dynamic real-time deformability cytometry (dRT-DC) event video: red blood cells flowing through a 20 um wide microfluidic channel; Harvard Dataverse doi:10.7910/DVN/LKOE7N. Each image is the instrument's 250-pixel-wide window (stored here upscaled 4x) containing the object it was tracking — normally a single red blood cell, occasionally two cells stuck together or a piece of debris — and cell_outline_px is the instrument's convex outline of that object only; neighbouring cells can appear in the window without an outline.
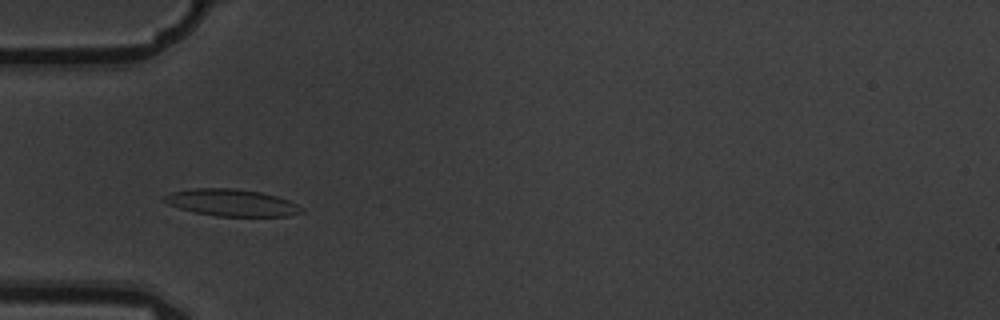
{"species": "common noctule bat (a hibernating species)", "species_latin": "Nyctalus noctula", "temperature_condition": "warm", "stored_images_in_passage": 5, "camera_frame_rate_fps": 3000, "um_per_image_px": 0.085, "animal": {"sex": "male", "body_mass_g": 19.5, "forearm_length_mm": 54.6}, "frame": {"image": 1, "passage_image": 2, "time_ms": 0.333, "image_size_px": [1000, 320], "cell_outline_px": [[304, 212], [288, 216], [216, 216], [196, 212], [180, 208], [168, 204], [160, 200], [160, 196], [172, 192], [192, 188], [236, 188], [260, 192], [276, 196], [288, 200], [304, 208]], "centroid_in_image_um": [19.66, 17.22], "position_along_channel_um": 65.3, "area_um2": 21.68}}
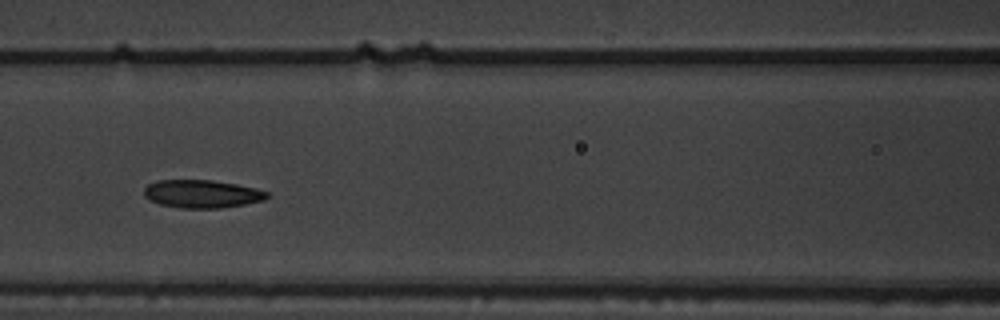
{"frame": {"image": 2, "passage_image": 4, "time_ms": 1.0, "image_size_px": [1000, 320], "cell_outline_px": [[268, 196], [264, 200], [244, 204], [220, 208], [180, 208], [160, 204], [148, 200], [144, 196], [144, 188], [148, 184], [156, 180], [212, 180], [236, 184], [256, 188], [268, 192]], "centroid_in_image_um": [17.13, 16.48], "position_along_channel_um": 149.5, "area_um2": 20.11}}
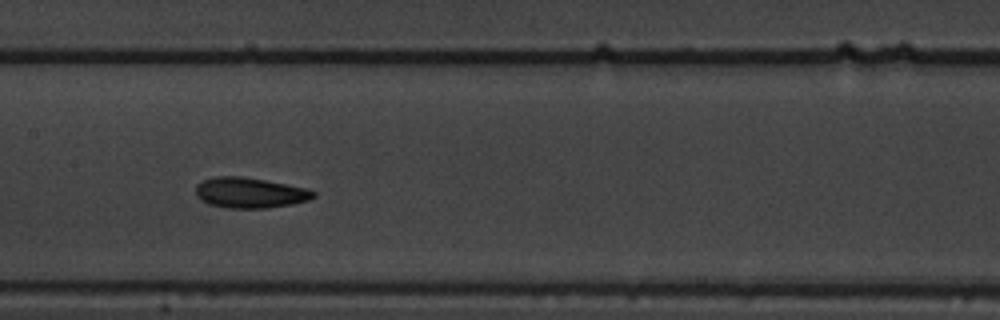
{"frame": {"image": 3, "passage_image": 5, "time_ms": 1.333, "image_size_px": [1000, 320], "cell_outline_px": [[316, 196], [308, 200], [292, 204], [268, 208], [228, 208], [208, 204], [200, 200], [196, 196], [196, 184], [200, 180], [216, 176], [240, 176], [264, 180], [304, 188], [316, 192]], "centroid_in_image_um": [21.18, 16.39], "position_along_channel_um": 186.2, "area_um2": 20.92}}